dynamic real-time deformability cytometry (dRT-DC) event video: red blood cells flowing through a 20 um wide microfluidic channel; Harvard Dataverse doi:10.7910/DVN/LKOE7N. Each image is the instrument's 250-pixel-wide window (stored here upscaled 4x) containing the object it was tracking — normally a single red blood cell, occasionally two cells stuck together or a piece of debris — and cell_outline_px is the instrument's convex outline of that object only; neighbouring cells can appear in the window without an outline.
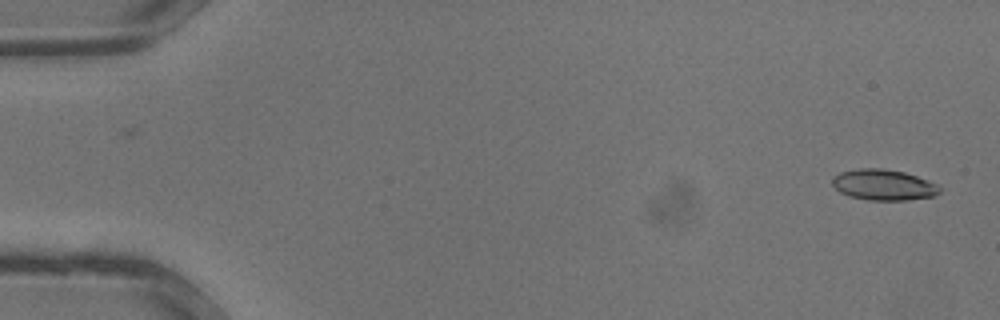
{"species": "common noctule bat (a hibernating species)", "species_latin": "Nyctalus noctula", "temperature_condition": "warm", "stored_images_in_passage": 34, "camera_frame_rate_fps": 3000, "um_per_image_px": 0.085, "animal": {"sex": "male", "body_mass_g": 13.3}, "frame": {"image": 1, "passage_image": 1, "time_ms": 0.0, "image_size_px": [1000, 320], "cell_outline_px": [[940, 192], [936, 196], [908, 200], [868, 200], [848, 196], [840, 192], [832, 184], [832, 176], [840, 172], [860, 168], [880, 168], [904, 172], [928, 180], [936, 184], [940, 188]], "centroid_in_image_um": [75.09, 15.72], "position_along_channel_um": 9.9, "area_um2": 19.36}}
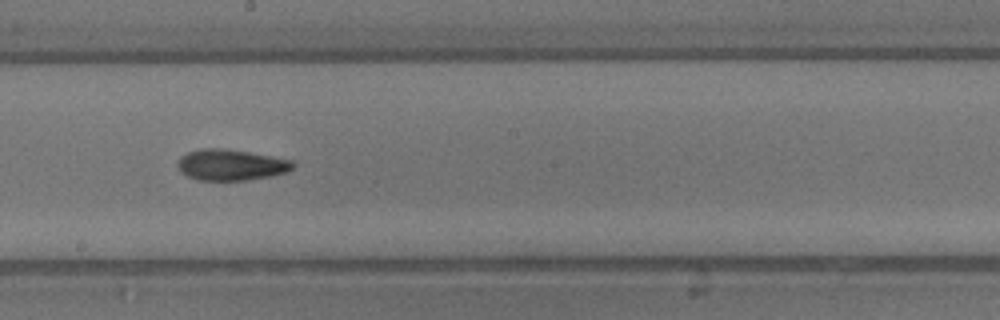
{"frame": {"image": 2, "passage_image": 19, "time_ms": 6.0, "image_size_px": [1000, 320], "cell_outline_px": [[296, 164], [288, 172], [272, 176], [244, 180], [196, 180], [180, 172], [176, 164], [180, 156], [188, 152], [200, 148], [220, 148], [248, 152], [292, 160]], "centroid_in_image_um": [19.61, 14.01], "position_along_channel_um": 228.6, "area_um2": 20.92}}
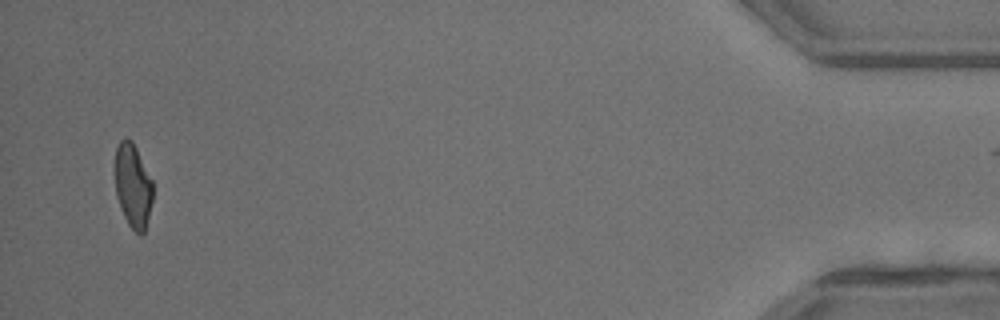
{"frame": {"image": 3, "passage_image": 33, "time_ms": 10.667, "image_size_px": [1000, 320], "cell_outline_px": [[152, 200], [144, 232], [140, 236], [128, 224], [120, 208], [116, 196], [112, 168], [116, 148], [120, 140], [124, 136], [132, 140], [152, 180]], "centroid_in_image_um": [11.23, 15.73], "position_along_channel_um": 424.0, "area_um2": 18.96}}